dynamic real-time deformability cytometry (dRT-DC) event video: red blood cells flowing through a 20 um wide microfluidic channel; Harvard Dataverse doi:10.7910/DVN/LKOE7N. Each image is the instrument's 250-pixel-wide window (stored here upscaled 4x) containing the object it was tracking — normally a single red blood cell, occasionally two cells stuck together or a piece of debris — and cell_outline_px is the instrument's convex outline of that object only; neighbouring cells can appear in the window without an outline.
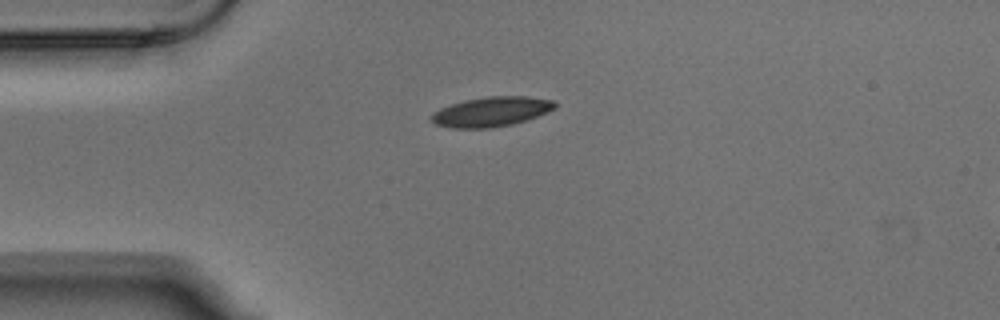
{"species": "Egyptian fruit bat (a non-hibernating species)", "species_latin": "Rousettus aegyptiacus", "temperature_condition": "warm", "stored_images_in_passage": 6, "camera_frame_rate_fps": 3000, "um_per_image_px": 0.085, "animal": {"sex": "male"}, "frame": {"image": 1, "passage_image": 1, "time_ms": 0.0, "image_size_px": [1000, 320], "cell_outline_px": [[556, 108], [536, 116], [512, 124], [488, 128], [452, 128], [436, 124], [432, 120], [432, 112], [440, 108], [464, 100], [488, 96], [528, 96], [556, 100]], "centroid_in_image_um": [41.78, 9.48], "position_along_channel_um": 43.2, "area_um2": 21.27}}
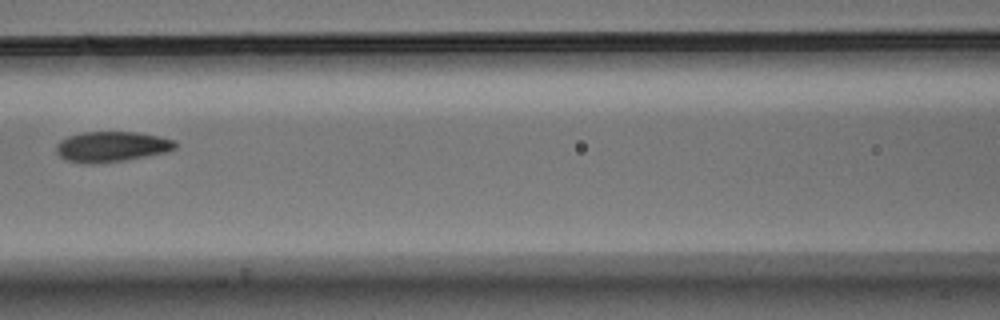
{"frame": {"image": 2, "passage_image": 4, "time_ms": 1.0, "image_size_px": [1000, 320], "cell_outline_px": [[176, 148], [164, 152], [124, 160], [96, 164], [80, 164], [64, 160], [56, 152], [56, 144], [60, 140], [68, 136], [80, 132], [136, 132], [176, 140]], "centroid_in_image_um": [9.41, 12.47], "position_along_channel_um": 157.2, "area_um2": 21.15}}
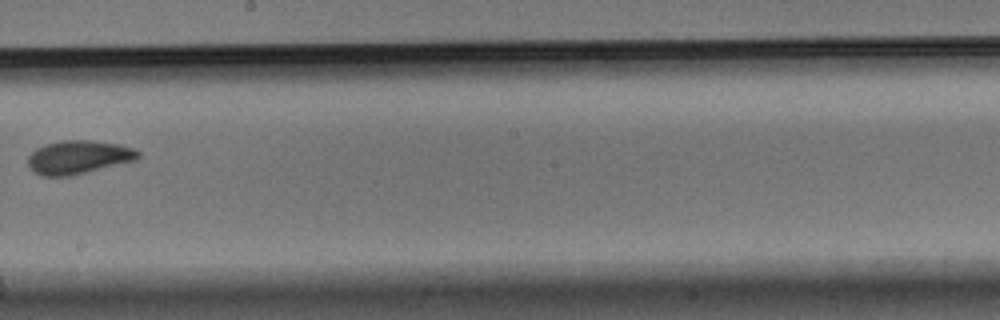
{"frame": {"image": 3, "passage_image": 6, "time_ms": 1.667, "image_size_px": [1000, 320], "cell_outline_px": [[140, 156], [136, 160], [72, 176], [40, 176], [28, 164], [28, 156], [36, 148], [48, 144], [64, 140], [88, 140], [120, 144], [132, 148], [140, 152]], "centroid_in_image_um": [6.69, 13.37], "position_along_channel_um": 241.5, "area_um2": 21.39}}